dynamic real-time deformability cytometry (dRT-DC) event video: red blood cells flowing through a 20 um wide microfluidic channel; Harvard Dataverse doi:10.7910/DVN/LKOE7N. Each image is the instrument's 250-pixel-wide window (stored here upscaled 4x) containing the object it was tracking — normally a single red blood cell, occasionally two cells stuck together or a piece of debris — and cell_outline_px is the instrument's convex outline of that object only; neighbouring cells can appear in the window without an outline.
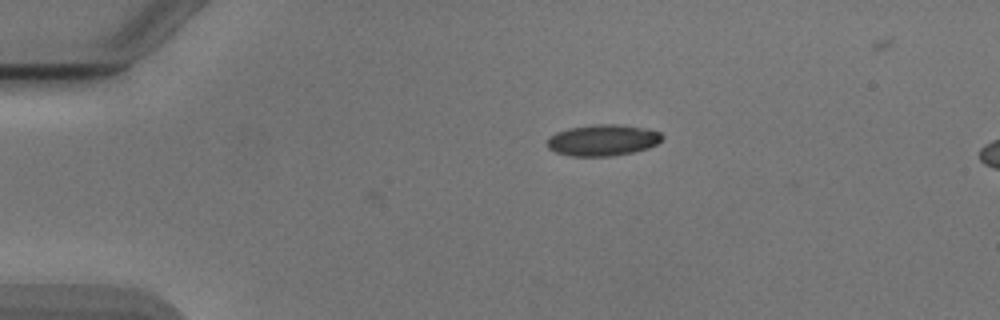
{"species": "Egyptian fruit bat (a non-hibernating species)", "species_latin": "Rousettus aegyptiacus", "temperature_condition": "cold", "stored_images_in_passage": 3, "camera_frame_rate_fps": 3000, "um_per_image_px": 0.085, "animal": {"sex": "male"}, "frame": {"image": 1, "passage_image": 1, "time_ms": 0.0, "image_size_px": [1000, 320], "cell_outline_px": [[664, 136], [656, 144], [648, 148], [632, 152], [612, 156], [572, 156], [556, 152], [548, 148], [548, 136], [556, 132], [568, 128], [596, 124], [620, 124], [644, 128], [660, 132]], "centroid_in_image_um": [51.22, 11.91], "position_along_channel_um": 33.8, "area_um2": 20.92}}